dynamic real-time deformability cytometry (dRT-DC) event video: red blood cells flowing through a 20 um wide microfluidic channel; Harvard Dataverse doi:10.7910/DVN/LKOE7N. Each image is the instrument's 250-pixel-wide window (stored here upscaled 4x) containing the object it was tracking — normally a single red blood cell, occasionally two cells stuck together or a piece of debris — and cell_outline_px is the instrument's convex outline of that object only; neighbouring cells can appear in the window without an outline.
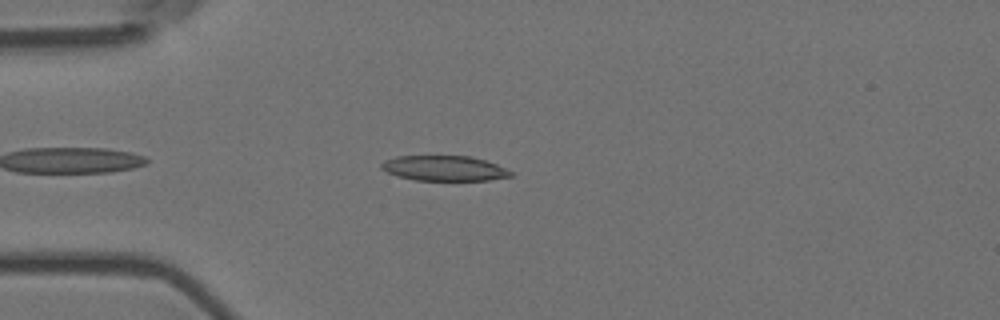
{"species": "Egyptian fruit bat (a non-hibernating species)", "species_latin": "Rousettus aegyptiacus", "temperature_condition": "room temperature", "stored_images_in_passage": 4, "camera_frame_rate_fps": 3000, "um_per_image_px": 0.085, "animal": {"sex": "female"}, "frame": {"image": 1, "passage_image": 4, "time_ms": 1.0, "image_size_px": [1000, 320], "cell_outline_px": [[512, 176], [488, 180], [412, 180], [396, 176], [380, 168], [380, 164], [384, 160], [396, 156], [468, 156], [484, 160], [496, 164], [512, 172]], "centroid_in_image_um": [37.7, 14.3], "position_along_channel_um": 47.3, "area_um2": 18.9}}